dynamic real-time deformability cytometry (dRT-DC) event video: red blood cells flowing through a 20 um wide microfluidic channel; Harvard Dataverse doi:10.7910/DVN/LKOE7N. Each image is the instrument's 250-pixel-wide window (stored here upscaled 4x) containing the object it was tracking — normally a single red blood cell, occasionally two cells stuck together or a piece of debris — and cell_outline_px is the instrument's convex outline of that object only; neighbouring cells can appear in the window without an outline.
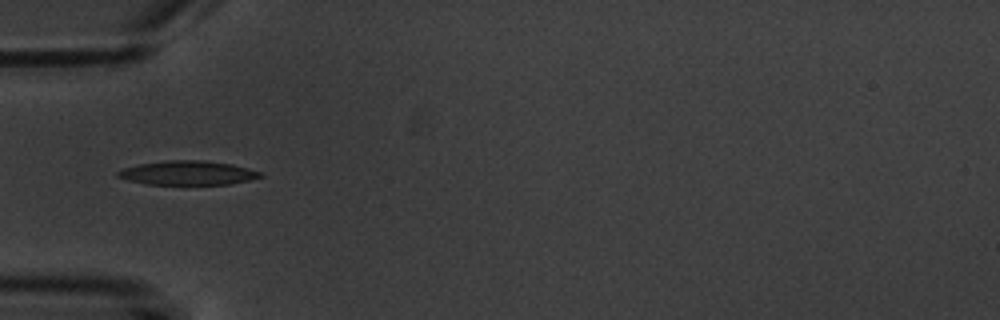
{"species": "common noctule bat (a hibernating species)", "species_latin": "Nyctalus noctula", "temperature_condition": "warm", "stored_images_in_passage": 6, "camera_frame_rate_fps": 3000, "um_per_image_px": 0.085, "animal": {"sex": "male", "body_mass_g": 20.1, "forearm_length_mm": 53.5}, "frame": {"image": 1, "passage_image": 4, "time_ms": 3.333, "image_size_px": [1000, 320], "cell_outline_px": [[264, 176], [232, 184], [144, 184], [128, 180], [116, 176], [116, 172], [124, 168], [140, 164], [168, 160], [204, 160], [232, 164], [264, 172]], "centroid_in_image_um": [15.99, 14.69], "position_along_channel_um": 69.0, "area_um2": 20.06}}